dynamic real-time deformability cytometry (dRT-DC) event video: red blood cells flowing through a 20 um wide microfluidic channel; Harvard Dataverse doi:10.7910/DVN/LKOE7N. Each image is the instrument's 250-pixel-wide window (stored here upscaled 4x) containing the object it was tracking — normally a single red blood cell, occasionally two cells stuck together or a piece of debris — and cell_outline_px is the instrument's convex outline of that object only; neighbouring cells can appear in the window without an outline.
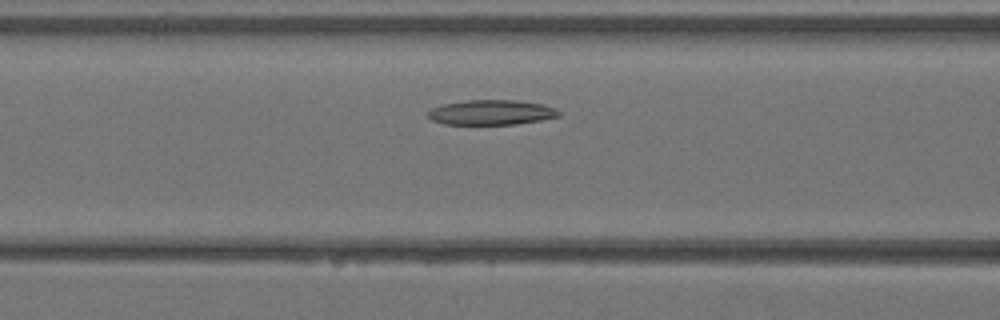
{"species": "Egyptian fruit bat (a non-hibernating species)", "species_latin": "Rousettus aegyptiacus", "temperature_condition": "warm", "stored_images_in_passage": 4, "camera_frame_rate_fps": 3000, "um_per_image_px": 0.085, "animal": {"sex": "female"}, "frame": {"image": 1, "passage_image": 4, "time_ms": 1.0, "image_size_px": [1000, 320], "cell_outline_px": [[560, 116], [540, 120], [512, 124], [444, 124], [432, 120], [428, 116], [428, 112], [432, 108], [444, 104], [468, 100], [516, 100], [544, 104], [556, 108], [560, 112]], "centroid_in_image_um": [41.79, 9.55], "position_along_channel_um": 124.8, "area_um2": 18.9}}